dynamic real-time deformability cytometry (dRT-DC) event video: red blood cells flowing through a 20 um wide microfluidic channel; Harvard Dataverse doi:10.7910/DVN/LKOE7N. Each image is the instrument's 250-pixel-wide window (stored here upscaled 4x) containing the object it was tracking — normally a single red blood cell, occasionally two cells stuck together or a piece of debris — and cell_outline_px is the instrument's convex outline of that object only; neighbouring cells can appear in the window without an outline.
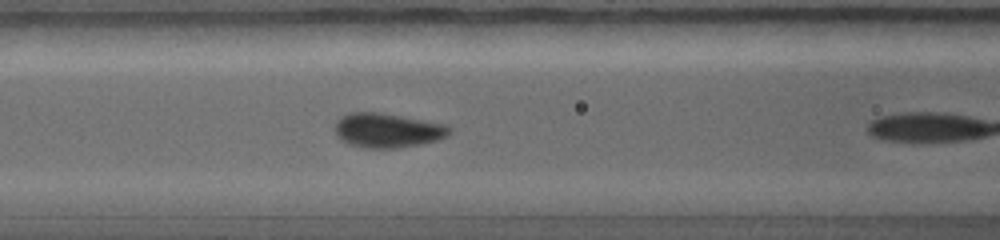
{"species": "common noctule bat (a hibernating species)", "species_latin": "Nyctalus noctula", "temperature_condition": "warm", "stored_images_in_passage": 13, "camera_frame_rate_fps": 5000, "um_per_image_px": 0.085, "animal": {"sex": "female", "body_mass_g": 19.0, "forearm_length_mm": 56.7}, "frame": {"image": 1, "passage_image": 4, "time_ms": 1.6, "image_size_px": [1000, 240], "cell_outline_px": [[452, 132], [448, 136], [436, 140], [420, 144], [396, 148], [364, 148], [348, 144], [340, 140], [336, 136], [336, 124], [344, 116], [352, 112], [376, 112], [444, 124], [452, 128]], "centroid_in_image_um": [32.94, 11.1], "position_along_channel_um": 133.7, "area_um2": 22.66}}
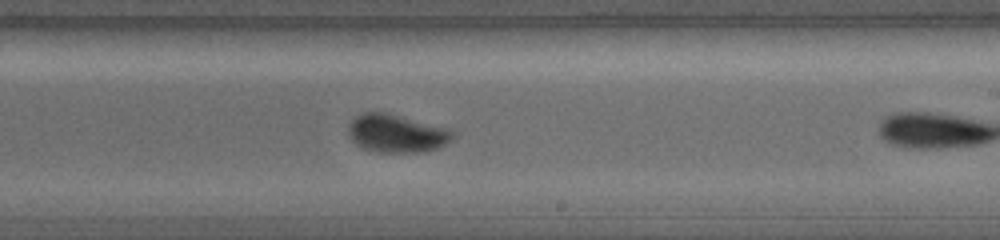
{"frame": {"image": 2, "passage_image": 8, "time_ms": 3.6, "image_size_px": [1000, 240], "cell_outline_px": [[456, 136], [440, 148], [424, 152], [376, 152], [364, 148], [356, 144], [348, 136], [348, 124], [352, 120], [368, 112], [380, 112], [444, 128], [452, 132]], "centroid_in_image_um": [33.68, 11.39], "position_along_channel_um": 255.3, "area_um2": 22.48}}